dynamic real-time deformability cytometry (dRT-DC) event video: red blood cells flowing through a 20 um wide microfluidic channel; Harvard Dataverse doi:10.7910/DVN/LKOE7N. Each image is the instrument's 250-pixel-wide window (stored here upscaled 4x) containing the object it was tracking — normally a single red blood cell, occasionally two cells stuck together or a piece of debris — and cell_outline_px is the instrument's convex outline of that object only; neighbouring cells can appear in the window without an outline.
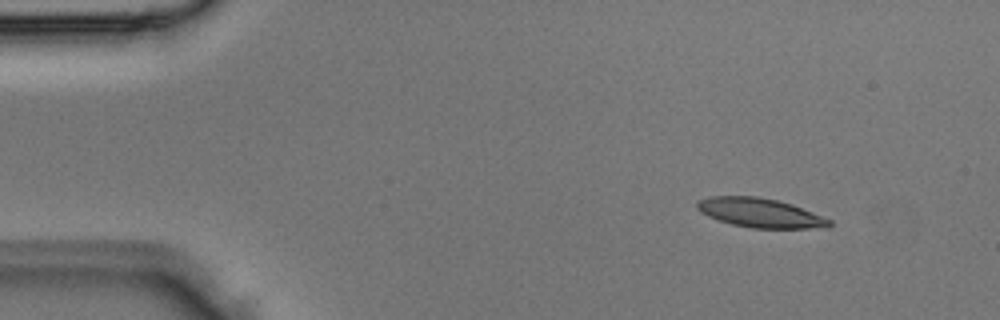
{"species": "Egyptian fruit bat (a non-hibernating species)", "species_latin": "Rousettus aegyptiacus", "temperature_condition": "room temperature", "stored_images_in_passage": 4, "camera_frame_rate_fps": 3000, "um_per_image_px": 0.085, "animal": {"sex": "male"}, "frame": {"image": 1, "passage_image": 2, "time_ms": 0.333, "image_size_px": [1000, 320], "cell_outline_px": [[832, 224], [828, 228], [752, 228], [732, 224], [708, 216], [700, 212], [696, 208], [696, 200], [712, 196], [756, 196], [776, 200], [792, 204], [832, 220]], "centroid_in_image_um": [64.61, 18.09], "position_along_channel_um": 20.4, "area_um2": 22.54}}